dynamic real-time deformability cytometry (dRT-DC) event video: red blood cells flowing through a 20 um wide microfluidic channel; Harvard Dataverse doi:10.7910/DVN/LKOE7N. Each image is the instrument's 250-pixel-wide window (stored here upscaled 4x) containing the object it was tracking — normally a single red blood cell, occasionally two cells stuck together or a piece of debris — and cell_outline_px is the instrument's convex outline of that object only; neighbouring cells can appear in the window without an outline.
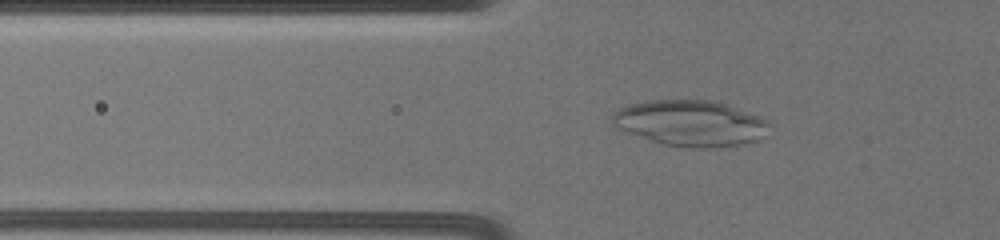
{"species": "common noctule bat (a hibernating species)", "species_latin": "Nyctalus noctula", "temperature_condition": "warm", "stored_images_in_passage": 23, "camera_frame_rate_fps": 3000, "um_per_image_px": 0.085, "animal": {"sex": "female", "body_mass_g": 19.5, "forearm_length_mm": 54.1}, "frame": {"image": 1, "passage_image": 2, "time_ms": 0.667, "image_size_px": [1000, 240], "cell_outline_px": [[772, 124], [768, 136], [760, 140], [744, 144], [708, 148], [692, 148], [660, 144], [624, 132], [612, 124], [612, 112], [628, 104], [648, 100], [716, 100], [728, 104], [768, 120]], "centroid_in_image_um": [58.73, 10.48], "position_along_channel_um": 67.1, "area_um2": 42.89}}
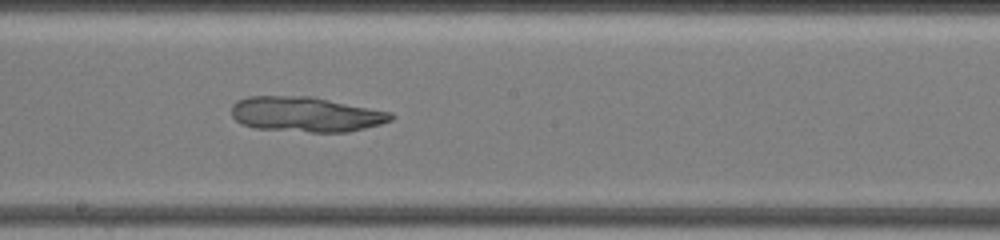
{"frame": {"image": 2, "passage_image": 8, "time_ms": 5.333, "image_size_px": [1000, 240], "cell_outline_px": [[396, 116], [392, 120], [380, 124], [348, 132], [308, 132], [256, 128], [240, 124], [232, 116], [232, 104], [248, 96], [308, 96], [392, 112]], "centroid_in_image_um": [26.0, 9.72], "position_along_channel_um": 222.2, "area_um2": 32.48}}
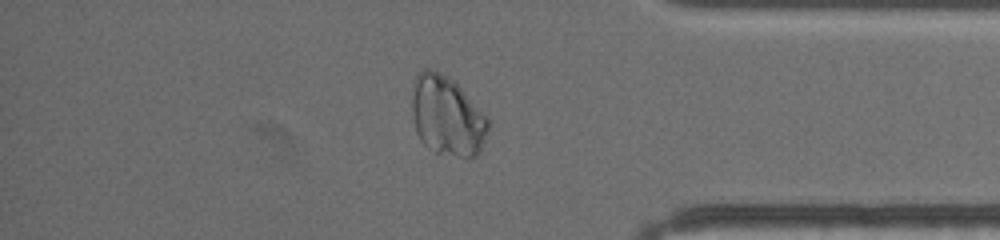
{"frame": {"image": 3, "passage_image": 17, "time_ms": 10.667, "image_size_px": [1000, 240], "cell_outline_px": [[488, 128], [480, 148], [476, 156], [468, 160], [436, 152], [428, 148], [420, 140], [416, 132], [412, 112], [412, 92], [416, 76], [424, 68], [428, 68], [440, 72], [448, 76], [460, 88], [488, 120]], "centroid_in_image_um": [37.96, 9.89], "position_along_channel_um": 397.2, "area_um2": 34.97}}